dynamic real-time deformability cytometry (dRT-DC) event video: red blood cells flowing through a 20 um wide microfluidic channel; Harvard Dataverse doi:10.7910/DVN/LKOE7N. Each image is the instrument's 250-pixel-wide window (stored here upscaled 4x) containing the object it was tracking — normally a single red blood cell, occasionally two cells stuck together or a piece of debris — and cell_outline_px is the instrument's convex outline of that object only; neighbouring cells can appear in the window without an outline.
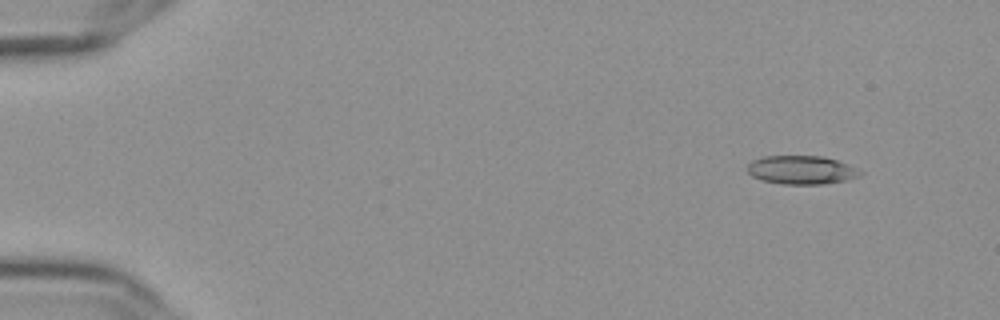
{"species": "Egyptian fruit bat (a non-hibernating species)", "species_latin": "Rousettus aegyptiacus", "temperature_condition": "cold", "stored_images_in_passage": 17, "camera_frame_rate_fps": 3000, "um_per_image_px": 0.085, "frame": {"image": 1, "passage_image": 6, "time_ms": 1.667, "image_size_px": [1000, 320], "cell_outline_px": [[864, 172], [856, 176], [844, 180], [820, 184], [784, 184], [764, 180], [752, 176], [748, 172], [748, 164], [752, 160], [764, 156], [820, 156], [836, 160], [856, 168]], "centroid_in_image_um": [68.08, 14.43], "position_along_channel_um": 16.9, "area_um2": 18.38}}